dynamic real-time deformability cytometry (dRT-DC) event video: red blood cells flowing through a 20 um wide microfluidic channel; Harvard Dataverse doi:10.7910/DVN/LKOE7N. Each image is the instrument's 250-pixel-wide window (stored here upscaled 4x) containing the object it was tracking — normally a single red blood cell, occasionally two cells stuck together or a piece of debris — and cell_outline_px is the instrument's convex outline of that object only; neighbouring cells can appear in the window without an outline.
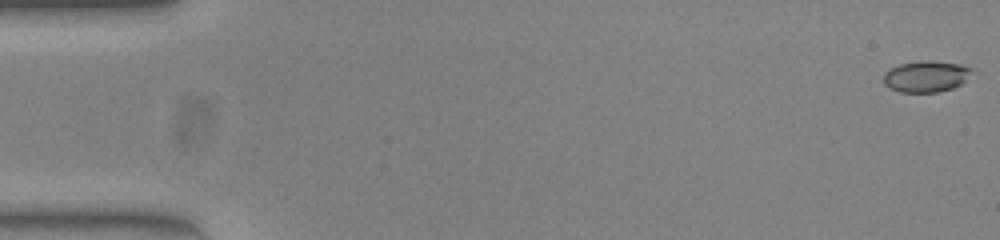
{"species": "common noctule bat (a hibernating species)", "species_latin": "Nyctalus noctula", "temperature_condition": "warm", "stored_images_in_passage": 14, "camera_frame_rate_fps": 3000, "um_per_image_px": 0.085, "animal": {"sex": "female", "body_mass_g": 23.0, "forearm_length_mm": 53.4}, "frame": {"image": 1, "passage_image": 1, "time_ms": 0.0, "image_size_px": [1000, 240], "cell_outline_px": [[972, 68], [964, 80], [960, 84], [952, 88], [936, 92], [900, 92], [888, 88], [884, 84], [884, 72], [888, 68], [900, 64], [920, 60], [932, 60], [960, 64]], "centroid_in_image_um": [78.64, 6.48], "position_along_channel_um": 6.4, "area_um2": 16.07}}